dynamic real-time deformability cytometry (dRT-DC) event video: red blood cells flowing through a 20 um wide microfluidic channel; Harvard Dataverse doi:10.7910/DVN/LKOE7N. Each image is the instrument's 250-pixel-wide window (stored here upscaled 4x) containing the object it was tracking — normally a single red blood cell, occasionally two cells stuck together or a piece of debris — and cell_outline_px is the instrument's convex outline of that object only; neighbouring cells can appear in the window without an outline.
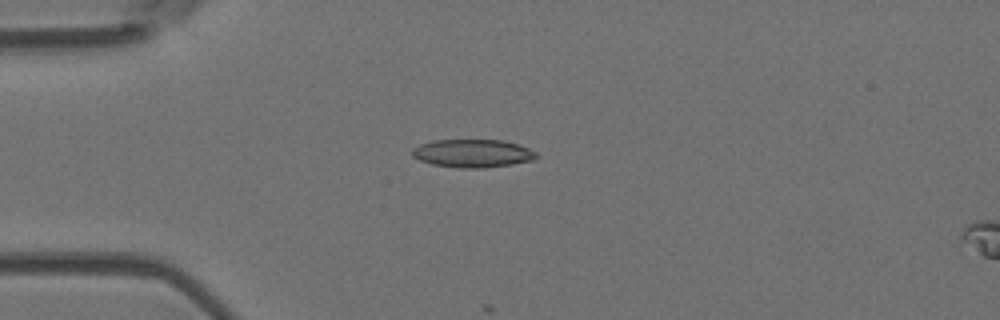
{"species": "Egyptian fruit bat (a non-hibernating species)", "species_latin": "Rousettus aegyptiacus", "temperature_condition": "room temperature", "stored_images_in_passage": 5, "camera_frame_rate_fps": 3000, "um_per_image_px": 0.085, "animal": {"sex": "female"}, "frame": {"image": 1, "passage_image": 4, "time_ms": 3.333, "image_size_px": [1000, 320], "cell_outline_px": [[540, 156], [532, 160], [512, 164], [484, 168], [460, 168], [432, 164], [420, 160], [412, 156], [412, 148], [420, 144], [432, 140], [504, 140], [528, 148], [536, 152]], "centroid_in_image_um": [40.17, 13.03], "position_along_channel_um": 44.8, "area_um2": 20.35}}